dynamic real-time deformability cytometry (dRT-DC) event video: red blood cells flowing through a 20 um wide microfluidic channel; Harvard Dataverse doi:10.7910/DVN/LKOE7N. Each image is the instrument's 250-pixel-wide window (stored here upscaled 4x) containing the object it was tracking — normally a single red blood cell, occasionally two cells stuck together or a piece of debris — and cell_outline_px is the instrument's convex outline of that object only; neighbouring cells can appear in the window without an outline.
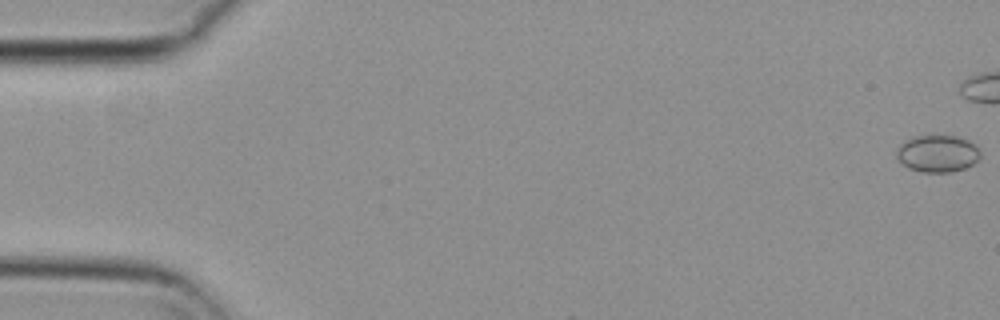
{"species": "common noctule bat (a hibernating species)", "species_latin": "Nyctalus noctula", "temperature_condition": "cold", "stored_images_in_passage": 7, "camera_frame_rate_fps": 3000, "um_per_image_px": 0.085, "animal": {"sex": "female", "body_mass_g": 29.2, "forearm_length_mm": 56.3}, "frame": {"image": 1, "passage_image": 1, "time_ms": 0.0, "image_size_px": [1000, 320], "cell_outline_px": [[980, 156], [972, 164], [964, 168], [948, 172], [924, 172], [908, 168], [896, 156], [896, 148], [908, 136], [956, 136], [968, 140], [976, 144], [980, 152]], "centroid_in_image_um": [79.66, 13.03], "position_along_channel_um": 5.3, "area_um2": 18.09}}